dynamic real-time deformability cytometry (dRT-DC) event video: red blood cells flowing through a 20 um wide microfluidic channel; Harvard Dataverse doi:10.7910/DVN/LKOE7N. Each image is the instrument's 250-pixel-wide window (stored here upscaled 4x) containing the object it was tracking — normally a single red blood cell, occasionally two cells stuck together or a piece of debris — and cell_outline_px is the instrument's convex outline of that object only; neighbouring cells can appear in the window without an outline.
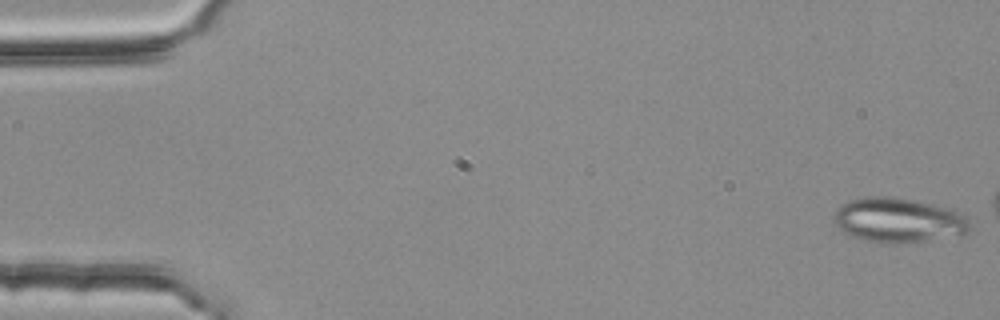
{"species": "common noctule bat (a hibernating species)", "species_latin": "Nyctalus noctula", "temperature_condition": "room temperature", "stored_images_in_passage": 48, "camera_frame_rate_fps": 3000, "um_per_image_px": 0.085, "animal": {"sex": "female", "body_mass_g": 25.1}, "frame": {"image": 1, "passage_image": 1, "time_ms": 0.0, "image_size_px": [1000, 320], "cell_outline_px": [[968, 232], [960, 236], [896, 244], [864, 240], [852, 236], [844, 232], [832, 220], [836, 208], [840, 204], [848, 200], [868, 196], [892, 196], [952, 208], [960, 212], [968, 220]], "centroid_in_image_um": [76.35, 18.71], "position_along_channel_um": 8.7, "area_um2": 35.6}}
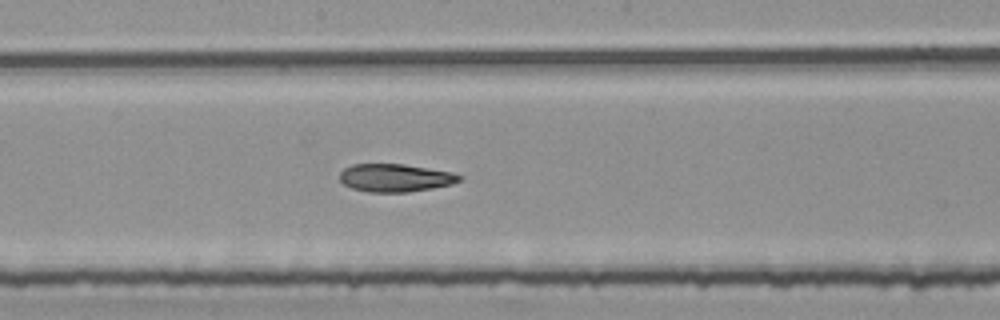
{"frame": {"image": 2, "passage_image": 29, "time_ms": 9.333, "image_size_px": [1000, 320], "cell_outline_px": [[460, 180], [452, 184], [432, 188], [408, 192], [368, 192], [352, 188], [344, 184], [340, 180], [340, 172], [344, 168], [352, 164], [404, 164], [452, 172], [460, 176]], "centroid_in_image_um": [33.56, 15.11], "position_along_channel_um": 214.6, "area_um2": 19.36}}
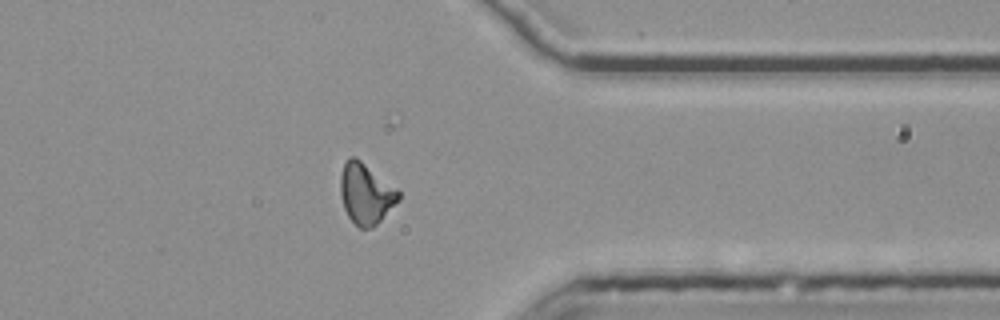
{"frame": {"image": 3, "passage_image": 43, "time_ms": 14.0, "image_size_px": [1000, 320], "cell_outline_px": [[400, 200], [372, 228], [360, 228], [348, 216], [344, 208], [340, 196], [340, 176], [344, 164], [348, 156], [356, 156], [396, 188], [400, 192]], "centroid_in_image_um": [31.08, 16.44], "position_along_channel_um": 380.3, "area_um2": 20.52}}